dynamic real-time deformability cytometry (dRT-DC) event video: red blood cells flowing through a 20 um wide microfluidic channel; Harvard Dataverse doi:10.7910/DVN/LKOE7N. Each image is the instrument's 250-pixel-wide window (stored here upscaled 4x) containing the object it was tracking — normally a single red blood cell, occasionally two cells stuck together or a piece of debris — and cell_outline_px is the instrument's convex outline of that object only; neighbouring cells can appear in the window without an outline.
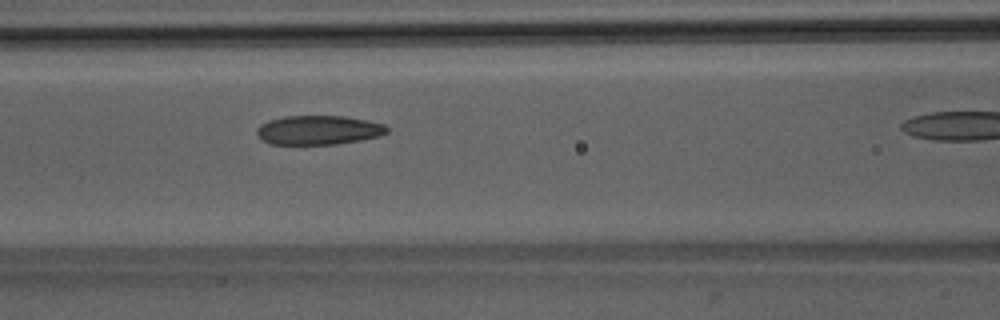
{"species": "Egyptian fruit bat (a non-hibernating species)", "species_latin": "Rousettus aegyptiacus", "temperature_condition": "room temperature", "stored_images_in_passage": 35, "camera_frame_rate_fps": 3000, "um_per_image_px": 0.085, "animal": {"sex": "male"}, "frame": {"image": 1, "passage_image": 16, "time_ms": 5.0, "image_size_px": [1000, 320], "cell_outline_px": [[388, 132], [380, 136], [360, 140], [336, 144], [268, 144], [260, 140], [256, 132], [256, 128], [260, 124], [268, 120], [284, 116], [344, 116], [368, 120], [384, 124], [388, 128]], "centroid_in_image_um": [27.04, 11.05], "position_along_channel_um": 139.6, "area_um2": 22.37}}
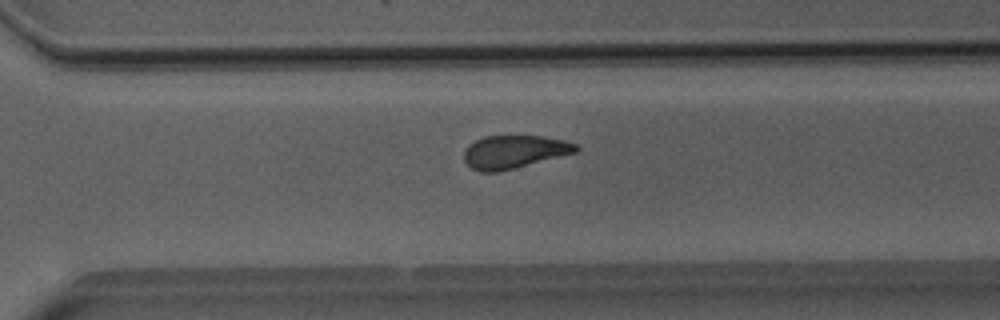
{"frame": {"image": 2, "passage_image": 30, "time_ms": 9.667, "image_size_px": [1000, 320], "cell_outline_px": [[580, 148], [576, 152], [496, 172], [480, 172], [472, 168], [464, 160], [464, 152], [468, 144], [484, 136], [540, 136], [564, 140], [576, 144]], "centroid_in_image_um": [43.67, 12.89], "position_along_channel_um": 326.9, "area_um2": 21.21}}